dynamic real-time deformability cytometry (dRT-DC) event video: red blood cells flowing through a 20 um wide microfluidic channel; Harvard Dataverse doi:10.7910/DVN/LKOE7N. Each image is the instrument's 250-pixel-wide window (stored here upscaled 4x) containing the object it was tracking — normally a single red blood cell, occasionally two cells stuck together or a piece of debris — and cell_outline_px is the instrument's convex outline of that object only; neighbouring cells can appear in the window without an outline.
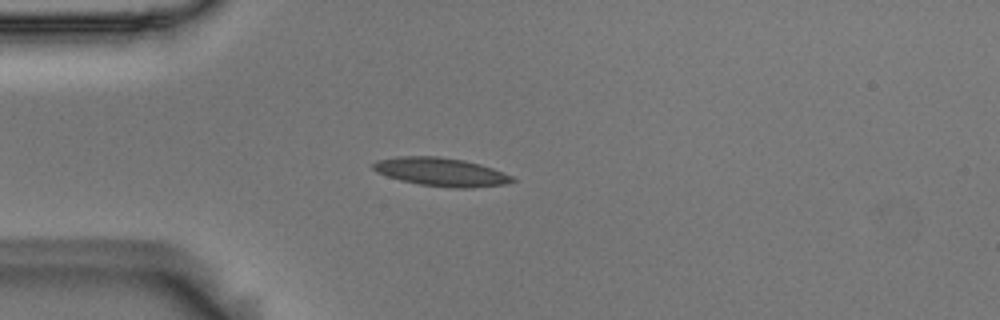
{"species": "Egyptian fruit bat (a non-hibernating species)", "species_latin": "Rousettus aegyptiacus", "temperature_condition": "room temperature", "stored_images_in_passage": 53, "camera_frame_rate_fps": 3000, "um_per_image_px": 0.085, "animal": {"sex": "male"}, "frame": {"image": 1, "passage_image": 13, "time_ms": 4.0, "image_size_px": [1000, 320], "cell_outline_px": [[516, 180], [504, 184], [472, 188], [452, 188], [420, 184], [400, 180], [376, 172], [372, 168], [372, 164], [376, 160], [396, 156], [440, 156], [464, 160], [480, 164], [492, 168], [512, 176]], "centroid_in_image_um": [37.46, 14.6], "position_along_channel_um": 47.5, "area_um2": 23.06}}
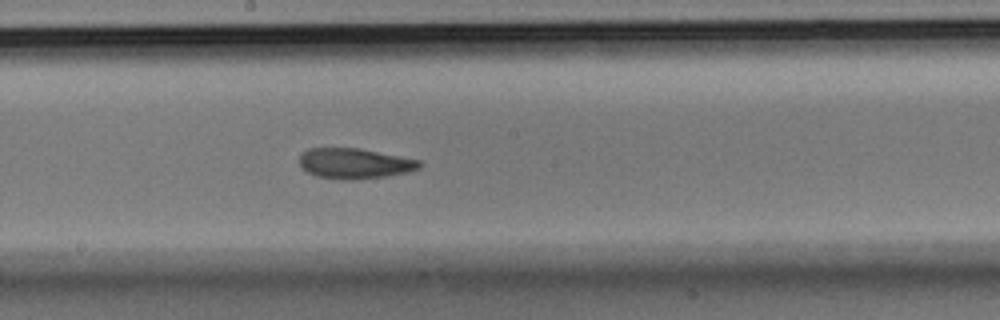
{"frame": {"image": 2, "passage_image": 28, "time_ms": 9.0, "image_size_px": [1000, 320], "cell_outline_px": [[420, 168], [408, 172], [384, 176], [352, 180], [344, 180], [316, 176], [300, 168], [300, 156], [308, 148], [360, 148], [420, 160]], "centroid_in_image_um": [30.12, 13.89], "position_along_channel_um": 218.1, "area_um2": 21.21}}
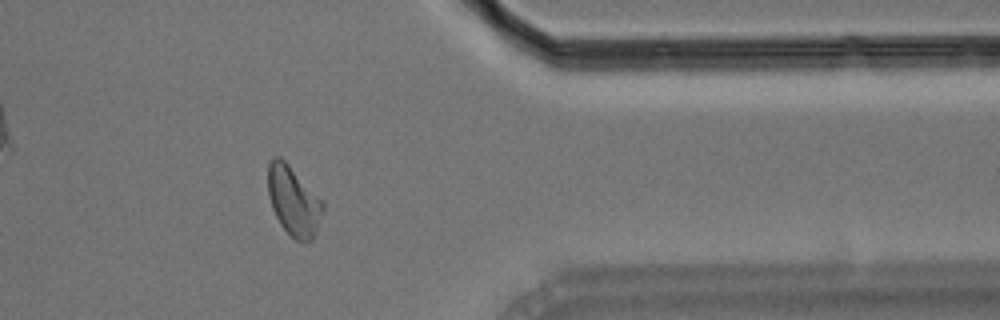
{"frame": {"image": 3, "passage_image": 43, "time_ms": 14.0, "image_size_px": [1000, 320], "cell_outline_px": [[324, 208], [312, 240], [304, 244], [296, 240], [280, 224], [272, 208], [268, 196], [268, 164], [272, 156], [280, 156], [324, 200]], "centroid_in_image_um": [24.95, 17.07], "position_along_channel_um": 386.4, "area_um2": 22.31}, "authors_computed_cell_mechanics": {"area_um2": 21.5594, "velocity_mm_per_s": 3.6767, "shape_relaxation_time_tau1_ms": 6.7587, "shape_relaxation_time_tau2_ms": 2.4192, "deformation_change_tau1": 0.1634, "deformation_change_tau2": 0.0882}}